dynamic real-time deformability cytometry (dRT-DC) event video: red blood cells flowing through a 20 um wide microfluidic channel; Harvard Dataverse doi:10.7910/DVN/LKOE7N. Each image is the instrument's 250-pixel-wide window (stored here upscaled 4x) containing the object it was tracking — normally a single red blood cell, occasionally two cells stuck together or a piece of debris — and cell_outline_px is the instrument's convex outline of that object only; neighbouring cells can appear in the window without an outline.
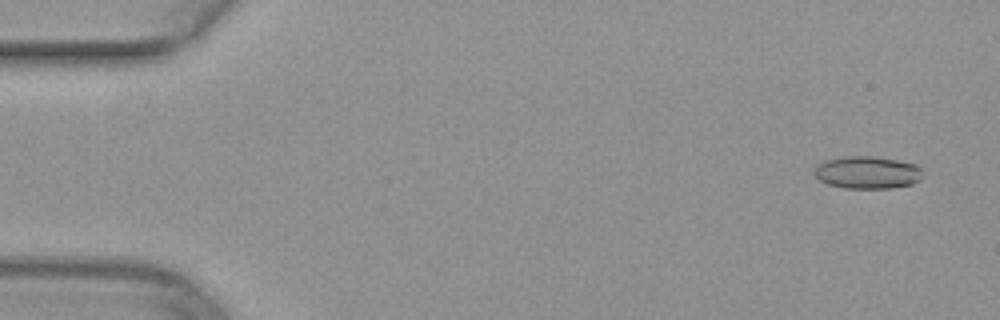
{"species": "common noctule bat (a hibernating species)", "species_latin": "Nyctalus noctula", "temperature_condition": "warm", "stored_images_in_passage": 15, "camera_frame_rate_fps": 3000, "um_per_image_px": 0.085, "animal": {"sex": "female", "body_mass_g": 29.2, "forearm_length_mm": 56.3}, "frame": {"image": 1, "passage_image": 2, "time_ms": 0.333, "image_size_px": [1000, 320], "cell_outline_px": [[920, 180], [912, 184], [892, 188], [844, 188], [828, 184], [820, 180], [812, 172], [816, 164], [824, 160], [848, 156], [872, 156], [896, 160], [916, 164], [920, 168]], "centroid_in_image_um": [73.68, 14.66], "position_along_channel_um": 11.3, "area_um2": 20.52}}
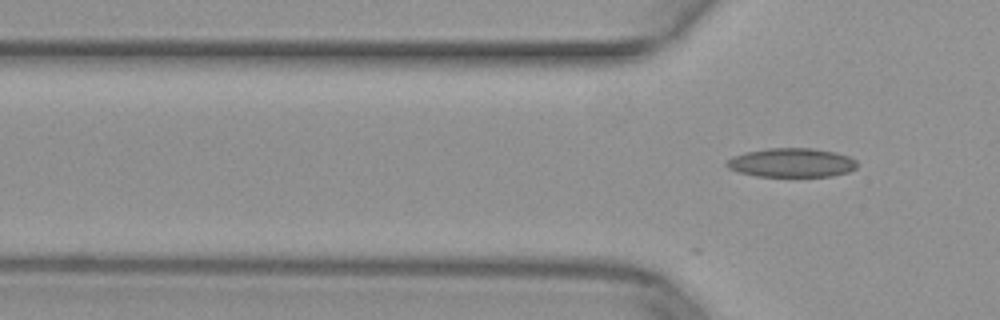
{"frame": {"image": 2, "passage_image": 15, "time_ms": 4.667, "image_size_px": [1000, 320], "cell_outline_px": [[856, 168], [848, 172], [832, 176], [756, 176], [740, 172], [728, 168], [724, 164], [732, 156], [744, 152], [768, 148], [812, 148], [836, 152], [848, 156], [856, 160]], "centroid_in_image_um": [67.27, 13.82], "position_along_channel_um": 58.5, "area_um2": 22.08}}